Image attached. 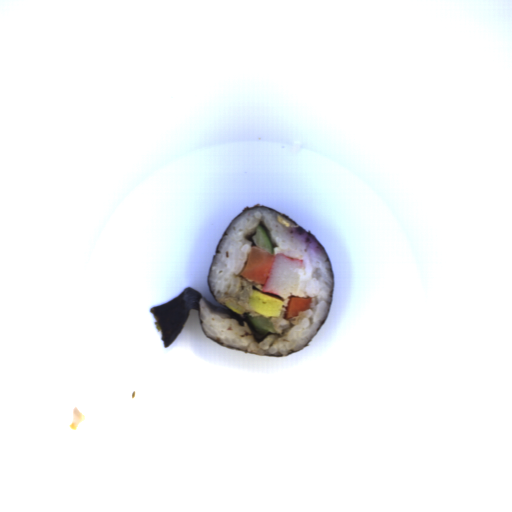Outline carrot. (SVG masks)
Here are the masks:
<instances>
[{
  "mask_svg": "<svg viewBox=\"0 0 512 512\" xmlns=\"http://www.w3.org/2000/svg\"><path fill=\"white\" fill-rule=\"evenodd\" d=\"M274 259L275 254L252 244L246 264L238 275L263 285L270 273Z\"/></svg>",
  "mask_w": 512,
  "mask_h": 512,
  "instance_id": "obj_1",
  "label": "carrot"
},
{
  "mask_svg": "<svg viewBox=\"0 0 512 512\" xmlns=\"http://www.w3.org/2000/svg\"><path fill=\"white\" fill-rule=\"evenodd\" d=\"M312 302L313 298L311 297H297L291 295L283 319L290 320L293 317L299 316L300 311H306L311 308Z\"/></svg>",
  "mask_w": 512,
  "mask_h": 512,
  "instance_id": "obj_2",
  "label": "carrot"
}]
</instances>
